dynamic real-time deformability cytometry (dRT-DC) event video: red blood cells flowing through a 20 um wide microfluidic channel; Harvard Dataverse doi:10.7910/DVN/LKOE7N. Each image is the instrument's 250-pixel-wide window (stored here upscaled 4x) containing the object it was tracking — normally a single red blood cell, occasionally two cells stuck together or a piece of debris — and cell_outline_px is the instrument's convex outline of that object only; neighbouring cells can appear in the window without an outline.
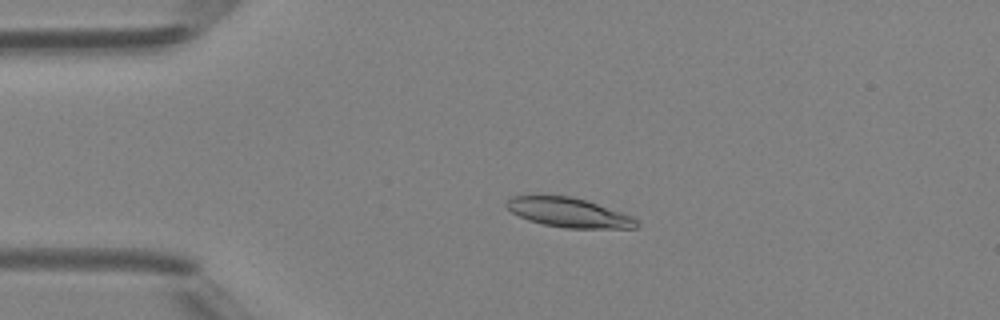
{"species": "Egyptian fruit bat (a non-hibernating species)", "species_latin": "Rousettus aegyptiacus", "temperature_condition": "room temperature", "stored_images_in_passage": 47, "camera_frame_rate_fps": 3000, "um_per_image_px": 0.085, "animal": {"sex": "female"}, "frame": {"image": 1, "passage_image": 10, "time_ms": 3.0, "image_size_px": [1000, 320], "cell_outline_px": [[640, 224], [636, 228], [568, 228], [544, 224], [528, 220], [512, 212], [504, 204], [512, 196], [536, 192], [540, 192], [568, 196], [584, 200], [632, 216]], "centroid_in_image_um": [48.25, 18.02], "position_along_channel_um": 36.8, "area_um2": 22.66}}
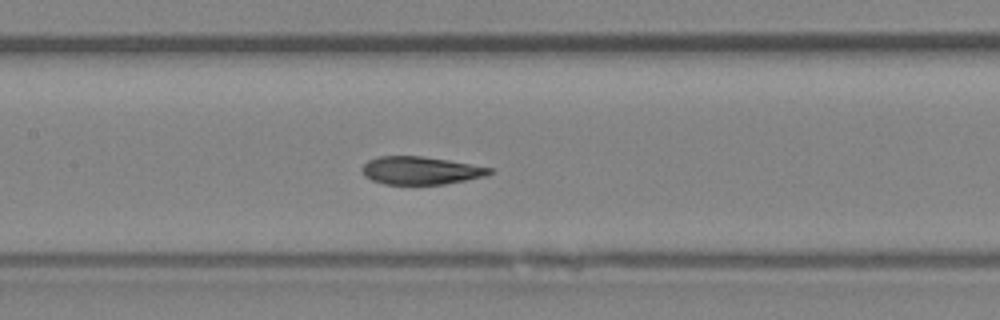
{"frame": {"image": 2, "passage_image": 22, "time_ms": 7.0, "image_size_px": [1000, 320], "cell_outline_px": [[492, 172], [488, 176], [444, 184], [384, 184], [372, 180], [364, 176], [364, 164], [368, 160], [380, 156], [424, 156], [448, 160], [492, 168]], "centroid_in_image_um": [35.78, 14.49], "position_along_channel_um": 171.6, "area_um2": 20.58}}
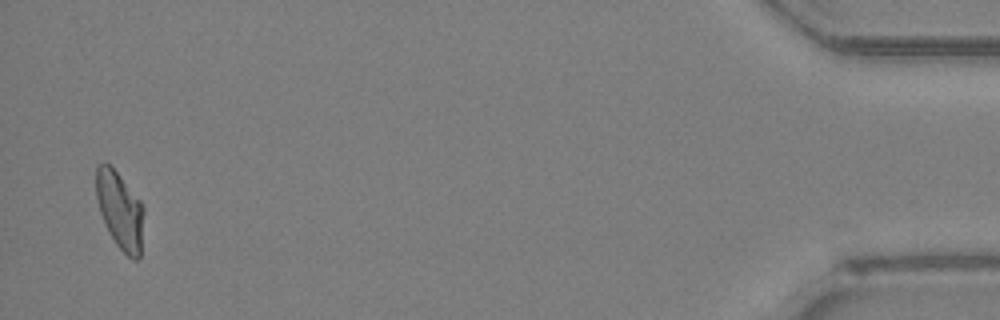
{"frame": {"image": 3, "passage_image": 46, "time_ms": 15.0, "image_size_px": [1000, 320], "cell_outline_px": [[144, 212], [140, 256], [136, 260], [132, 260], [116, 244], [108, 232], [100, 212], [96, 196], [96, 168], [100, 164], [108, 164], [120, 176], [140, 200], [144, 208]], "centroid_in_image_um": [10.2, 17.91], "position_along_channel_um": 425.0, "area_um2": 21.27}, "authors_computed_cell_mechanics": {"area_um2": 21.7328, "velocity_mm_per_s": 4.2718, "shape_relaxation_time_tau1_ms": 7.9952, "shape_relaxation_time_tau2_ms": 1.4202, "deformation_change_tau1": 0.2111, "deformation_change_tau2": 0.0691}}